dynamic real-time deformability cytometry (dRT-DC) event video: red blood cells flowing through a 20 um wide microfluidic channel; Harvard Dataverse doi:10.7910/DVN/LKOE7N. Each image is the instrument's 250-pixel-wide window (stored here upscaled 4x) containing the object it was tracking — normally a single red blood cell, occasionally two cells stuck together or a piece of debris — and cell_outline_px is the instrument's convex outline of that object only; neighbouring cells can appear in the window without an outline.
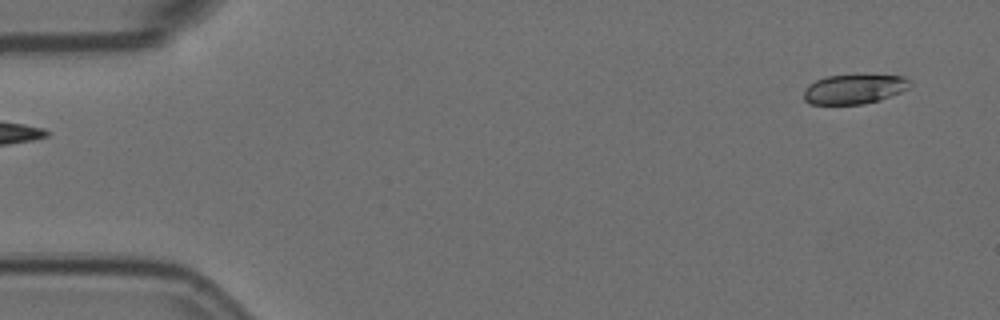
{"species": "Egyptian fruit bat (a non-hibernating species)", "species_latin": "Rousettus aegyptiacus", "temperature_condition": "room temperature", "stored_images_in_passage": 5, "camera_frame_rate_fps": 3000, "um_per_image_px": 0.085, "animal": {"sex": "female"}, "frame": {"image": 1, "passage_image": 5, "time_ms": 1.333, "image_size_px": [1000, 320], "cell_outline_px": [[912, 84], [908, 88], [900, 92], [880, 100], [864, 104], [808, 104], [804, 100], [804, 92], [808, 84], [824, 76], [904, 76], [912, 80]], "centroid_in_image_um": [72.6, 7.59], "position_along_channel_um": 12.4, "area_um2": 18.15}}